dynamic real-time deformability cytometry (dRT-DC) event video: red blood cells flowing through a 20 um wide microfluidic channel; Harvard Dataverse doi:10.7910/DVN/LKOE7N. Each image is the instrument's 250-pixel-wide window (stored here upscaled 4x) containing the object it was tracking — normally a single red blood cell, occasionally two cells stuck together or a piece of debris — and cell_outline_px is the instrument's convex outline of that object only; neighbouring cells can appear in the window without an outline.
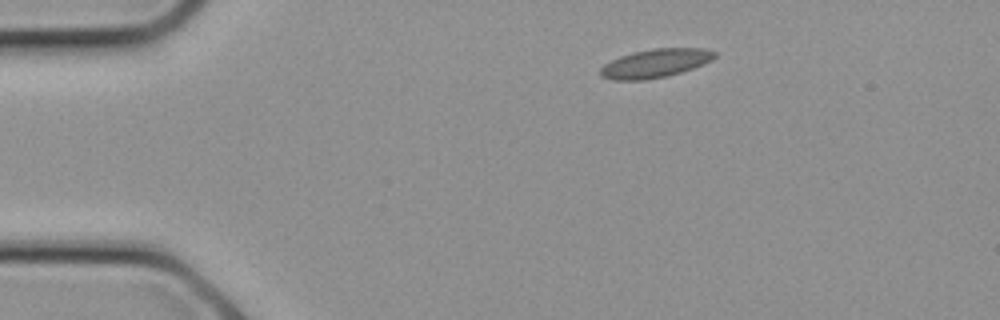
{"species": "common noctule bat (a hibernating species)", "species_latin": "Nyctalus noctula", "temperature_condition": "cold", "stored_images_in_passage": 15, "camera_frame_rate_fps": 3000, "um_per_image_px": 0.085, "animal": {"sex": "female", "body_mass_g": 21.9}, "frame": {"image": 1, "passage_image": 1, "time_ms": 0.0, "image_size_px": [1000, 320], "cell_outline_px": [[716, 56], [712, 60], [704, 64], [668, 76], [644, 80], [612, 80], [600, 76], [600, 68], [604, 64], [620, 56], [632, 52], [652, 48], [708, 48], [716, 52]], "centroid_in_image_um": [55.7, 5.37], "position_along_channel_um": 29.3, "area_um2": 19.19}}
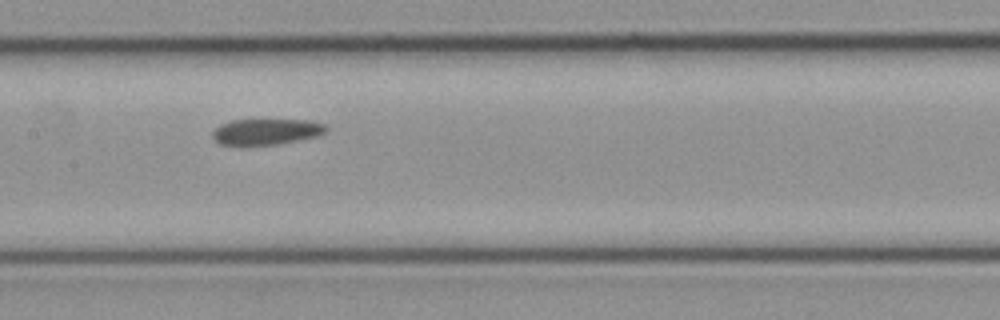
{"frame": {"image": 2, "passage_image": 9, "time_ms": 2.667, "image_size_px": [1000, 320], "cell_outline_px": [[328, 128], [324, 132], [316, 136], [276, 144], [240, 148], [220, 144], [212, 136], [212, 132], [220, 124], [232, 120], [312, 120], [324, 124]], "centroid_in_image_um": [22.55, 11.22], "position_along_channel_um": 184.8, "area_um2": 17.57}}
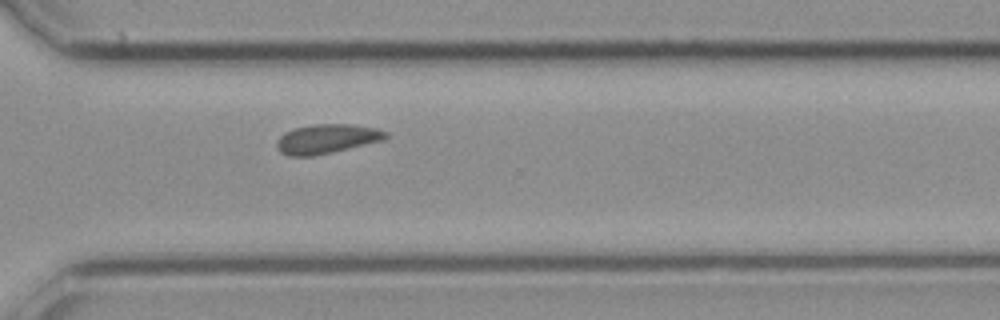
{"frame": {"image": 3, "passage_image": 15, "time_ms": 4.667, "image_size_px": [1000, 320], "cell_outline_px": [[388, 136], [384, 140], [332, 152], [312, 156], [288, 156], [280, 152], [276, 148], [276, 140], [284, 132], [296, 128], [312, 124], [348, 124], [376, 128], [388, 132]], "centroid_in_image_um": [27.75, 11.8], "position_along_channel_um": 342.8, "area_um2": 18.67}}